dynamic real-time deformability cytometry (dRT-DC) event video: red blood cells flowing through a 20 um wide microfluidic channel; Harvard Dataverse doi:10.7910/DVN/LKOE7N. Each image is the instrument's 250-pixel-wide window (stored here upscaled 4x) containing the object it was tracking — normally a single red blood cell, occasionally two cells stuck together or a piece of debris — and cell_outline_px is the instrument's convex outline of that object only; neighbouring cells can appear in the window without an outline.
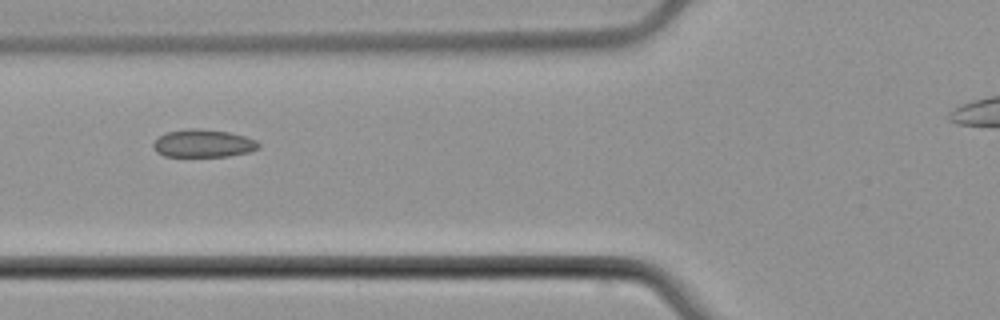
{"species": "common noctule bat (a hibernating species)", "species_latin": "Nyctalus noctula", "temperature_condition": "cold", "stored_images_in_passage": 7, "segment_of_instrument_passage": [1, 2], "camera_frame_rate_fps": 3000, "um_per_image_px": 0.085, "animal": {"sex": "male", "body_mass_g": 21.5, "forearm_length_mm": 52.0}, "frame": {"image": 1, "passage_image": 3, "time_ms": 2.667, "image_size_px": [1000, 320], "cell_outline_px": [[260, 148], [248, 152], [228, 156], [164, 156], [156, 152], [152, 144], [164, 132], [188, 128], [196, 128], [232, 132], [256, 140], [260, 144]], "centroid_in_image_um": [17.28, 12.18], "position_along_channel_um": 108.5, "area_um2": 17.17}}
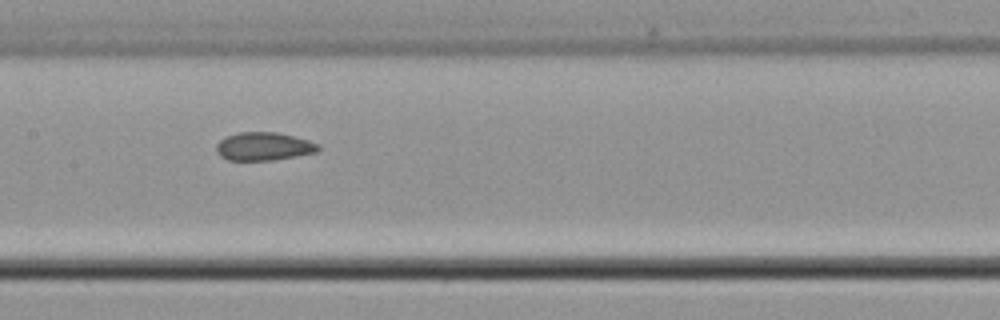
{"frame": {"image": 2, "passage_image": 5, "time_ms": 4.667, "image_size_px": [1000, 320], "cell_outline_px": [[320, 148], [316, 152], [296, 156], [272, 160], [228, 160], [220, 156], [216, 152], [216, 144], [224, 136], [240, 132], [276, 132], [308, 140], [320, 144]], "centroid_in_image_um": [22.39, 12.44], "position_along_channel_um": 185.0, "area_um2": 16.76}}
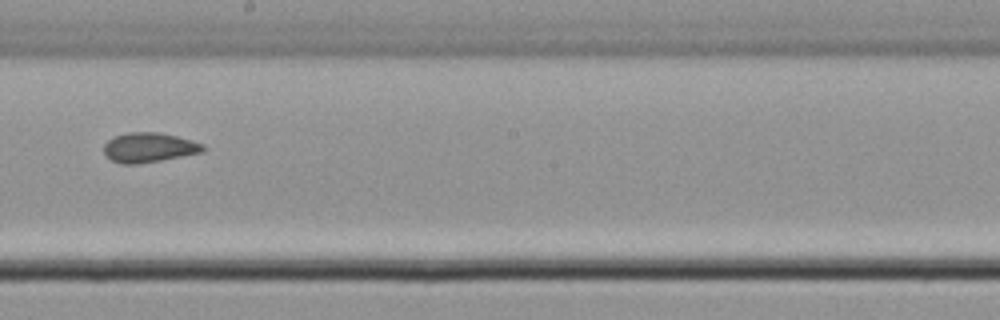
{"frame": {"image": 3, "passage_image": 6, "time_ms": 6.0, "image_size_px": [1000, 320], "cell_outline_px": [[208, 148], [204, 152], [160, 160], [136, 164], [120, 164], [112, 160], [104, 152], [104, 144], [112, 136], [128, 132], [156, 132], [176, 136], [192, 140], [204, 144]], "centroid_in_image_um": [12.68, 12.53], "position_along_channel_um": 235.5, "area_um2": 17.22}}